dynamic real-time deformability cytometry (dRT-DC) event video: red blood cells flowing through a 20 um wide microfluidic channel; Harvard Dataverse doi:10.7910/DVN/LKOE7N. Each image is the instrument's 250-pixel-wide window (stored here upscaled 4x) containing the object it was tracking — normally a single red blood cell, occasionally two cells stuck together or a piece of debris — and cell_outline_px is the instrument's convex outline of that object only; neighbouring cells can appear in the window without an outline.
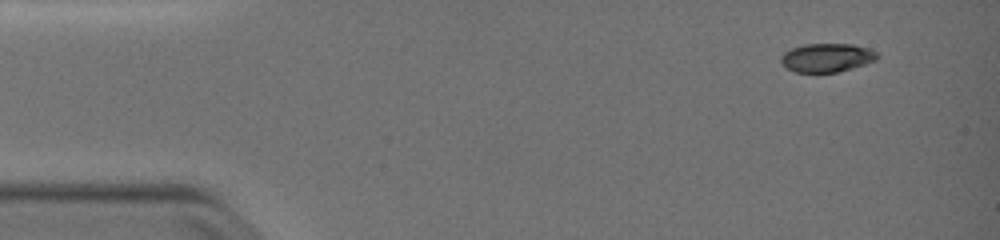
{"species": "common noctule bat (a hibernating species)", "species_latin": "Nyctalus noctula", "temperature_condition": "warm", "stored_images_in_passage": 47, "camera_frame_rate_fps": 3000, "um_per_image_px": 0.085, "animal": {"sex": "female", "body_mass_g": 19.0, "forearm_length_mm": 51.5}, "frame": {"image": 1, "passage_image": 1, "time_ms": 0.0, "image_size_px": [1000, 240], "cell_outline_px": [[880, 56], [876, 60], [852, 68], [836, 72], [796, 72], [788, 68], [780, 60], [780, 56], [784, 52], [792, 48], [804, 44], [852, 44], [868, 48], [876, 52]], "centroid_in_image_um": [70.29, 4.89], "position_along_channel_um": 14.7, "area_um2": 15.95}}
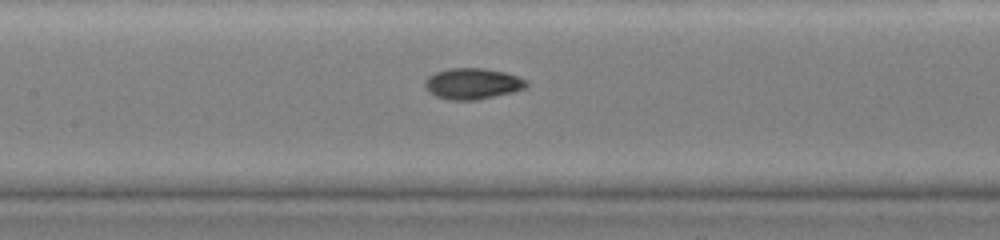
{"frame": {"image": 2, "passage_image": 21, "time_ms": 6.667, "image_size_px": [1000, 240], "cell_outline_px": [[528, 88], [512, 92], [476, 100], [448, 100], [436, 96], [428, 92], [424, 88], [424, 80], [428, 76], [436, 72], [448, 68], [484, 68], [504, 72], [528, 80]], "centroid_in_image_um": [40.15, 7.11], "position_along_channel_um": 167.3, "area_um2": 18.55}}
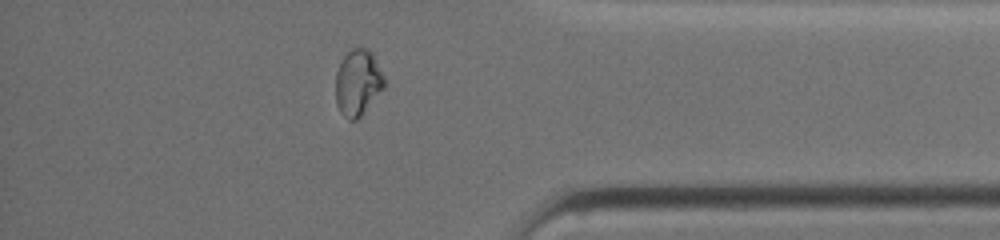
{"frame": {"image": 3, "passage_image": 40, "time_ms": 13.0, "image_size_px": [1000, 240], "cell_outline_px": [[384, 88], [360, 116], [356, 120], [348, 120], [340, 112], [336, 104], [336, 72], [344, 56], [352, 48], [368, 48], [372, 52], [384, 76]], "centroid_in_image_um": [30.41, 7.02], "position_along_channel_um": 404.8, "area_um2": 18.61}, "authors_computed_cell_mechanics": {"area_um2": 17.8602, "velocity_mm_per_s": 3.8961, "shape_relaxation_time_tau1_ms": 11.0061, "shape_relaxation_time_tau2_ms": 1.104, "deformation_change_tau1": 0.2991, "deformation_change_tau2": 0.0276}}